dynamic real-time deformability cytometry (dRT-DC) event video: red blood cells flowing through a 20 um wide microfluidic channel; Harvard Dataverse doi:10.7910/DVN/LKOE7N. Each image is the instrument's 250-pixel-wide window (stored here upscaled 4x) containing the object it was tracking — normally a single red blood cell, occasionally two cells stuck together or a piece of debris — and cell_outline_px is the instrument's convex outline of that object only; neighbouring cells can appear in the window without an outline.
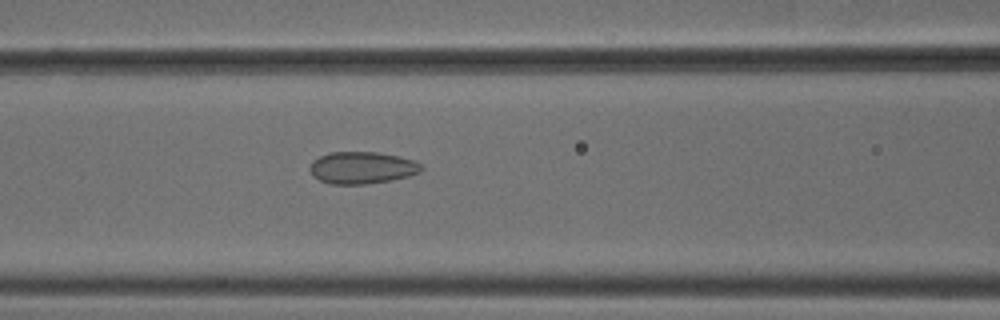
{"species": "common noctule bat (a hibernating species)", "species_latin": "Nyctalus noctula", "temperature_condition": "cold", "stored_images_in_passage": 43, "camera_frame_rate_fps": 3000, "um_per_image_px": 0.085, "animal": {"sex": "male", "body_mass_g": 18.8}, "frame": {"image": 1, "passage_image": 13, "time_ms": 4.0, "image_size_px": [1000, 320], "cell_outline_px": [[424, 168], [420, 172], [408, 176], [392, 180], [364, 184], [332, 184], [320, 180], [312, 176], [308, 168], [312, 160], [328, 152], [376, 152], [400, 156], [412, 160], [420, 164]], "centroid_in_image_um": [30.74, 14.25], "position_along_channel_um": 135.9, "area_um2": 20.92}}
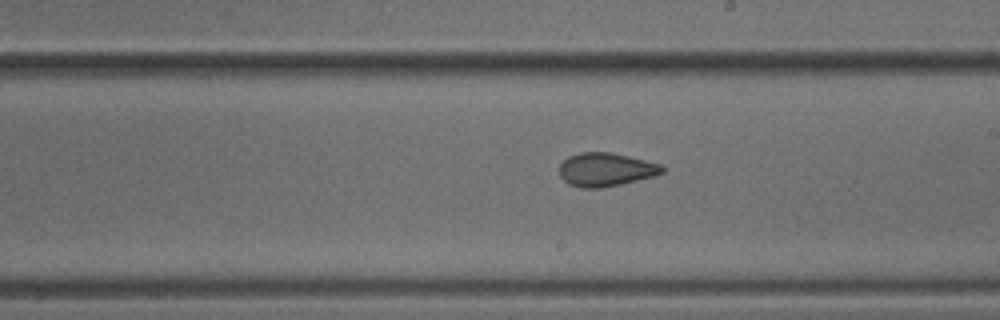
{"frame": {"image": 2, "passage_image": 21, "time_ms": 6.667, "image_size_px": [1000, 320], "cell_outline_px": [[664, 172], [656, 176], [620, 184], [600, 188], [580, 188], [568, 184], [560, 176], [560, 164], [568, 156], [580, 152], [612, 152], [660, 164], [664, 168]], "centroid_in_image_um": [51.48, 14.41], "position_along_channel_um": 237.5, "area_um2": 20.11}}
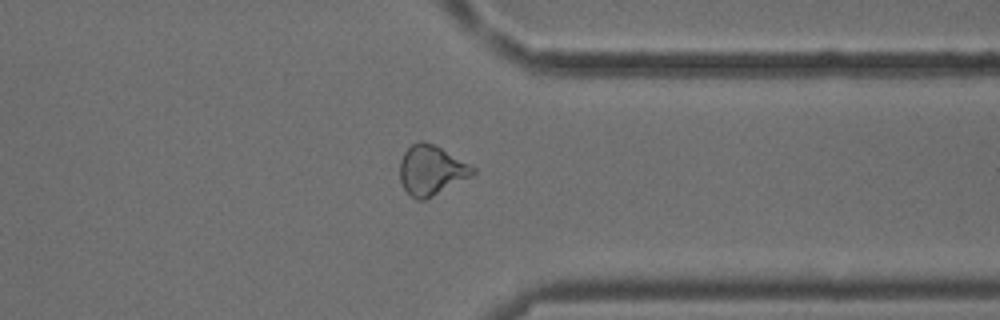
{"frame": {"image": 3, "passage_image": 32, "time_ms": 10.333, "image_size_px": [1000, 320], "cell_outline_px": [[476, 172], [432, 196], [424, 200], [416, 200], [404, 188], [400, 180], [400, 160], [404, 152], [412, 144], [420, 140], [432, 144], [440, 148], [476, 168]], "centroid_in_image_um": [36.61, 14.46], "position_along_channel_um": 374.8, "area_um2": 20.52}, "authors_computed_cell_mechanics": {"area_um2": 20.5768, "velocity_mm_per_s": 3.8086, "shape_relaxation_time_tau1_ms": null, "shape_relaxation_time_tau2_ms": 1.7264, "deformation_change_tau1": null, "deformation_change_tau2": 0.0682}}